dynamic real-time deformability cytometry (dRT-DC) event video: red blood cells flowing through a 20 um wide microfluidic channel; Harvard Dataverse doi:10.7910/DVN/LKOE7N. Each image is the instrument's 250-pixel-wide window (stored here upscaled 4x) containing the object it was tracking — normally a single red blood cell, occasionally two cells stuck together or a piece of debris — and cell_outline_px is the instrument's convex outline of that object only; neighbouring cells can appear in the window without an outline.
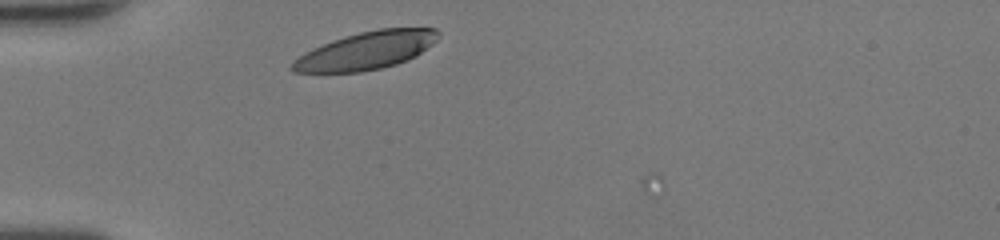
{"species": "human", "species_latin": "Homo sapiens", "temperature_condition": "room temperature", "stored_images_in_passage": 27, "camera_frame_rate_fps": 3000, "um_per_image_px": 0.085, "donor": {"sex": "female"}, "frame": {"image": 1, "passage_image": 1, "time_ms": 0.0, "image_size_px": [1000, 240], "cell_outline_px": [[440, 36], [432, 44], [416, 56], [408, 60], [396, 64], [380, 68], [360, 72], [292, 72], [288, 68], [304, 52], [312, 48], [332, 40], [344, 36], [360, 32], [380, 28], [436, 28], [440, 32]], "centroid_in_image_um": [31.14, 4.29], "position_along_channel_um": 53.9, "area_um2": 32.02}}
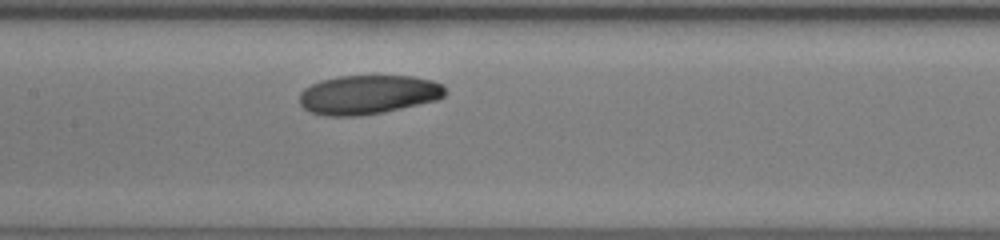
{"frame": {"image": 2, "passage_image": 11, "time_ms": 3.333, "image_size_px": [1000, 240], "cell_outline_px": [[444, 96], [436, 100], [400, 108], [360, 116], [324, 116], [308, 112], [300, 104], [300, 92], [304, 88], [320, 80], [340, 76], [412, 76], [432, 80], [440, 84], [444, 88]], "centroid_in_image_um": [31.23, 8.04], "position_along_channel_um": 176.2, "area_um2": 33.06}}
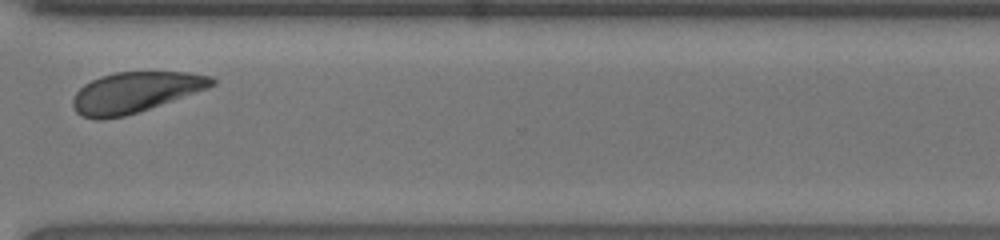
{"frame": {"image": 3, "passage_image": 24, "time_ms": 7.667, "image_size_px": [1000, 240], "cell_outline_px": [[216, 84], [208, 88], [124, 116], [100, 120], [96, 120], [80, 116], [76, 112], [72, 104], [72, 96], [84, 84], [100, 76], [116, 72], [188, 72], [212, 76], [216, 80]], "centroid_in_image_um": [11.45, 7.84], "position_along_channel_um": 359.2, "area_um2": 32.71}, "authors_computed_cell_mechanics": {"area_um2": 33.3506, "velocity_mm_per_s": 4.1967, "shape_relaxation_time_tau1_ms": 2.6953, "shape_relaxation_time_tau2_ms": null, "deformation_change_tau1": 0.1224, "deformation_change_tau2": null}}